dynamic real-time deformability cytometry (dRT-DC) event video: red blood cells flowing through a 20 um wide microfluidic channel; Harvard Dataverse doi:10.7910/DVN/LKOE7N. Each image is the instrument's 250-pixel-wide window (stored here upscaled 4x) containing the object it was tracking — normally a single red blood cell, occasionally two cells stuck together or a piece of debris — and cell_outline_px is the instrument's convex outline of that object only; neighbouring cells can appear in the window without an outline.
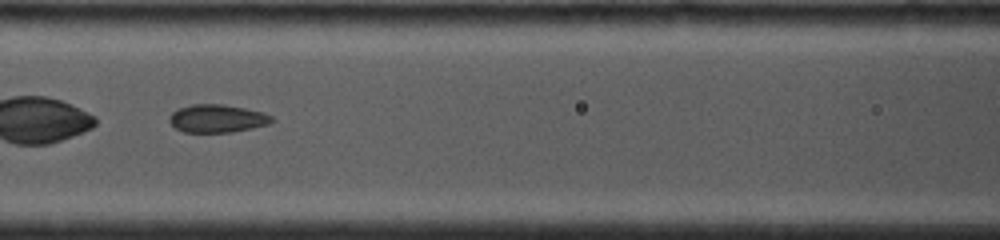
{"species": "common noctule bat (a hibernating species)", "species_latin": "Nyctalus noctula", "temperature_condition": "cold", "stored_images_in_passage": 33, "camera_frame_rate_fps": 4000, "um_per_image_px": 0.085, "animal": {"sex": "female", "body_mass_g": 19.0, "forearm_length_mm": 53.3}, "frame": {"image": 1, "passage_image": 8, "time_ms": 2.25, "image_size_px": [1000, 240], "cell_outline_px": [[276, 120], [268, 124], [252, 128], [232, 132], [184, 132], [176, 128], [168, 120], [168, 116], [172, 112], [180, 108], [192, 104], [224, 104], [264, 112], [272, 116]], "centroid_in_image_um": [18.48, 10.07], "position_along_channel_um": 148.1, "area_um2": 16.76}, "authors_computed_cell_mechanics": {"area_um2": 16.4152, "velocity_mm_per_s": 4.1899, "shape_relaxation_time_tau1_ms": null, "shape_relaxation_time_tau2_ms": 1.1005, "deformation_change_tau1": null, "deformation_change_tau2": 0.0569}}